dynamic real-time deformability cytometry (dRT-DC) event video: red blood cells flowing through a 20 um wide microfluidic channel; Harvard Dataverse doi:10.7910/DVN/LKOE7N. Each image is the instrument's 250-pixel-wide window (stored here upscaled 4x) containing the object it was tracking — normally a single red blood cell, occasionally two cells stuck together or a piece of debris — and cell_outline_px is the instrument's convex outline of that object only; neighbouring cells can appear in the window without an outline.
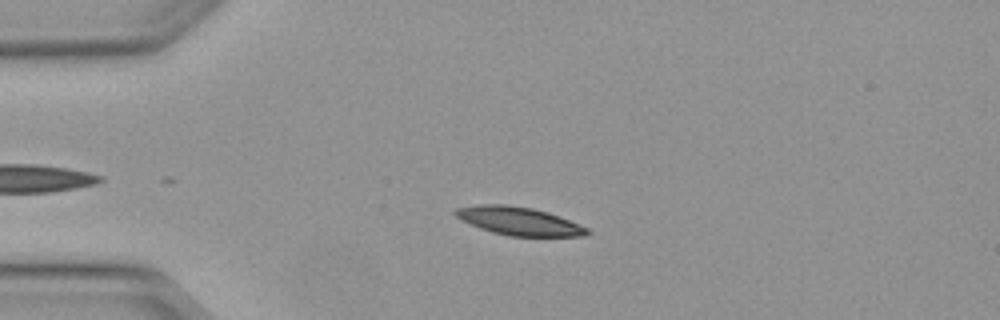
{"species": "Egyptian fruit bat (a non-hibernating species)", "species_latin": "Rousettus aegyptiacus", "temperature_condition": "warm", "stored_images_in_passage": 25, "camera_frame_rate_fps": 3000, "um_per_image_px": 0.085, "animal": {"sex": "female"}, "frame": {"image": 1, "passage_image": 10, "time_ms": 3.0, "image_size_px": [1000, 320], "cell_outline_px": [[592, 232], [584, 236], [508, 236], [492, 232], [480, 228], [456, 216], [452, 212], [456, 208], [480, 204], [508, 204], [532, 208], [548, 212], [588, 228]], "centroid_in_image_um": [44.11, 18.79], "position_along_channel_um": 40.9, "area_um2": 21.5}}
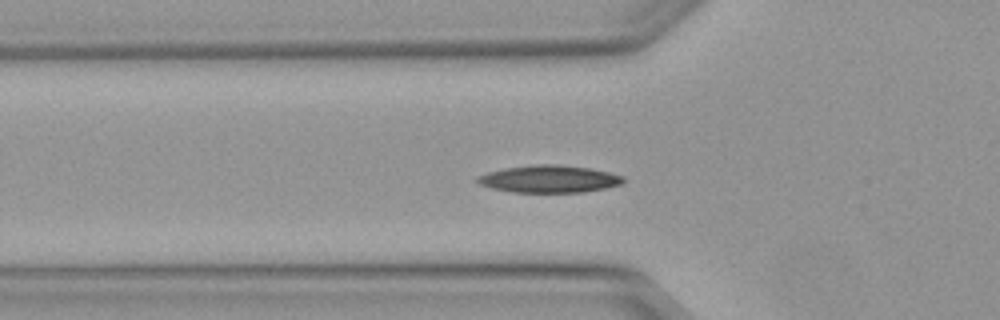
{"frame": {"image": 2, "passage_image": 15, "time_ms": 4.667, "image_size_px": [1000, 320], "cell_outline_px": [[624, 180], [620, 184], [604, 188], [584, 192], [512, 192], [492, 188], [480, 184], [476, 180], [476, 176], [488, 172], [504, 168], [536, 164], [560, 164], [588, 168], [608, 172], [624, 176]], "centroid_in_image_um": [46.65, 15.2], "position_along_channel_um": 79.1, "area_um2": 23.12}}
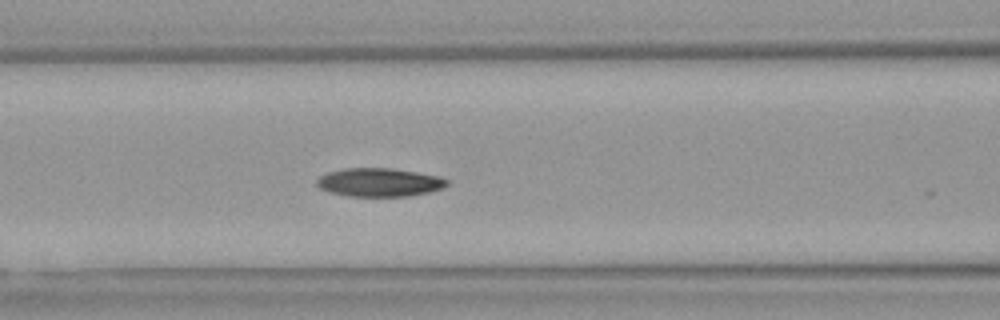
{"frame": {"image": 3, "passage_image": 19, "time_ms": 6.0, "image_size_px": [1000, 320], "cell_outline_px": [[448, 184], [444, 188], [428, 192], [408, 196], [348, 196], [328, 192], [320, 188], [316, 184], [316, 180], [320, 176], [328, 172], [344, 168], [392, 168], [440, 176], [448, 180]], "centroid_in_image_um": [32.24, 15.49], "position_along_channel_um": 134.4, "area_um2": 21.68}}